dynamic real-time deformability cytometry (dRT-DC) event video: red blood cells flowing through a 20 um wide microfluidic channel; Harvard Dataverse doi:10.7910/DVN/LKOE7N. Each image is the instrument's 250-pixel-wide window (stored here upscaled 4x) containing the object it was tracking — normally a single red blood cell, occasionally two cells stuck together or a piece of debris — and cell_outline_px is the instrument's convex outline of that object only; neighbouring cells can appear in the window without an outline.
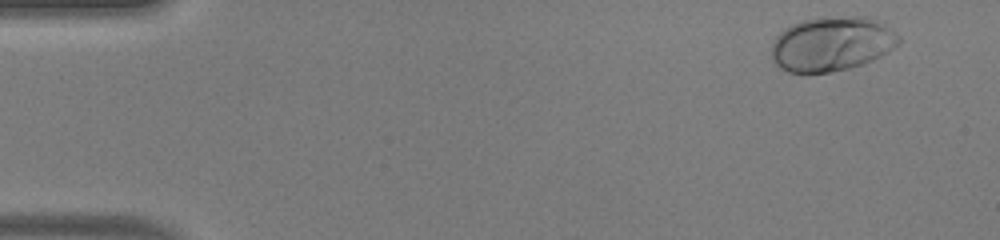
{"species": "human", "species_latin": "Homo sapiens", "temperature_condition": "warm", "stored_images_in_passage": 48, "camera_frame_rate_fps": 3000, "um_per_image_px": 0.085, "donor": {"sex": "male"}, "frame": {"image": 1, "passage_image": 2, "time_ms": 0.333, "image_size_px": [1000, 240], "cell_outline_px": [[900, 44], [888, 52], [872, 60], [848, 68], [832, 72], [788, 72], [780, 68], [772, 60], [772, 44], [776, 36], [784, 28], [792, 24], [816, 16], [868, 16], [884, 24], [896, 32], [900, 36]], "centroid_in_image_um": [70.71, 3.7], "position_along_channel_um": 14.3, "area_um2": 40.75}}
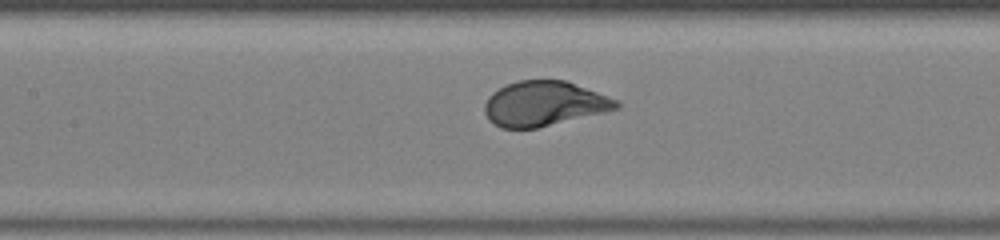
{"frame": {"image": 2, "passage_image": 22, "time_ms": 7.0, "image_size_px": [1000, 240], "cell_outline_px": [[620, 108], [604, 112], [536, 128], [500, 128], [492, 124], [488, 120], [484, 112], [484, 104], [488, 96], [492, 92], [508, 84], [520, 80], [564, 80], [620, 100]], "centroid_in_image_um": [46.23, 8.82], "position_along_channel_um": 161.2, "area_um2": 34.39}}
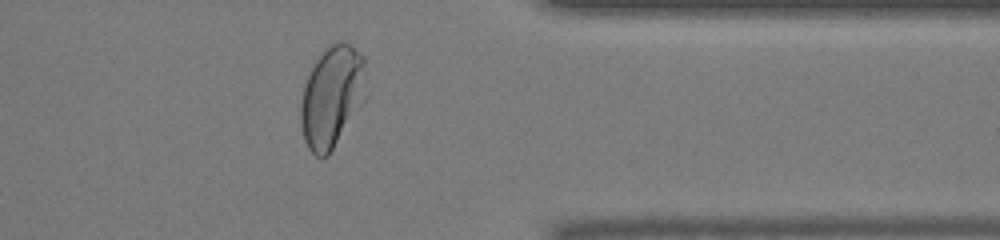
{"frame": {"image": 3, "passage_image": 39, "time_ms": 12.667, "image_size_px": [1000, 240], "cell_outline_px": [[368, 96], [328, 156], [316, 156], [308, 148], [304, 140], [300, 124], [300, 104], [304, 84], [316, 60], [324, 48], [336, 40], [344, 40], [360, 52], [364, 56]], "centroid_in_image_um": [28.24, 8.18], "position_along_channel_um": 383.2, "area_um2": 39.42}, "authors_computed_cell_mechanics": {"area_um2": 36.2984, "velocity_mm_per_s": 4.1032, "shape_relaxation_time_tau1_ms": 1.9845, "shape_relaxation_time_tau2_ms": null, "deformation_change_tau1": 0.1541, "deformation_change_tau2": null}}